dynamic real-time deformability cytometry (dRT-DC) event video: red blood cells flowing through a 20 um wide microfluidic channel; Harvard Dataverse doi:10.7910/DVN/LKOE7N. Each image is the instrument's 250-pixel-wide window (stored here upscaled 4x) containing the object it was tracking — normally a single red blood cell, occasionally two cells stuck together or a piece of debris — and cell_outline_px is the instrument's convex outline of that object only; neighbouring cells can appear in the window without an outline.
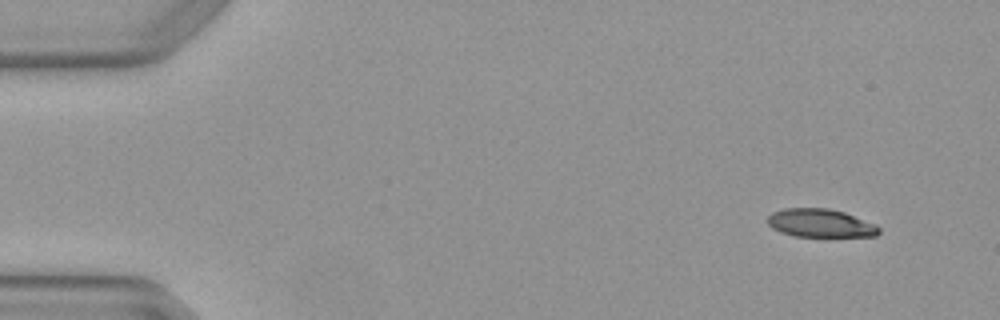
{"species": "Egyptian fruit bat (a non-hibernating species)", "species_latin": "Rousettus aegyptiacus", "temperature_condition": "warm", "stored_images_in_passage": 4, "camera_frame_rate_fps": 3000, "um_per_image_px": 0.085, "animal": {"sex": "female"}, "frame": {"image": 1, "passage_image": 1, "time_ms": 0.0, "image_size_px": [1000, 320], "cell_outline_px": [[880, 232], [876, 236], [792, 236], [780, 232], [772, 228], [768, 224], [768, 216], [772, 212], [784, 208], [828, 208], [844, 212], [876, 224], [880, 228]], "centroid_in_image_um": [69.72, 18.96], "position_along_channel_um": 15.3, "area_um2": 18.38}}
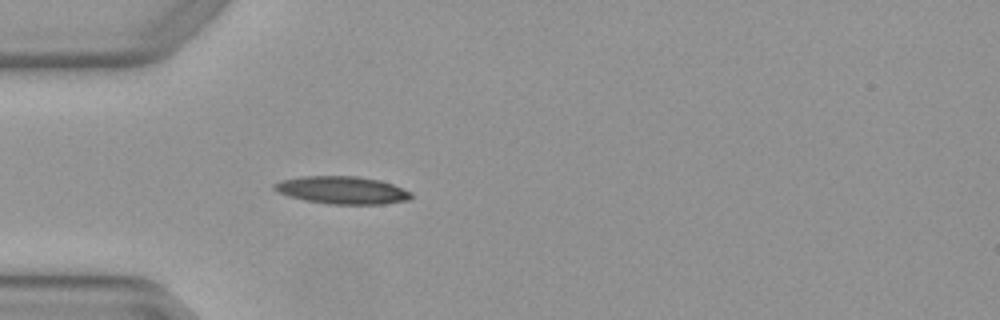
{"frame": {"image": 2, "passage_image": 4, "time_ms": 1.0, "image_size_px": [1000, 320], "cell_outline_px": [[412, 196], [408, 200], [384, 204], [328, 204], [304, 200], [288, 196], [272, 188], [272, 184], [284, 180], [304, 176], [356, 176], [380, 180], [392, 184], [412, 192]], "centroid_in_image_um": [29.1, 16.16], "position_along_channel_um": 55.9, "area_um2": 21.96}}